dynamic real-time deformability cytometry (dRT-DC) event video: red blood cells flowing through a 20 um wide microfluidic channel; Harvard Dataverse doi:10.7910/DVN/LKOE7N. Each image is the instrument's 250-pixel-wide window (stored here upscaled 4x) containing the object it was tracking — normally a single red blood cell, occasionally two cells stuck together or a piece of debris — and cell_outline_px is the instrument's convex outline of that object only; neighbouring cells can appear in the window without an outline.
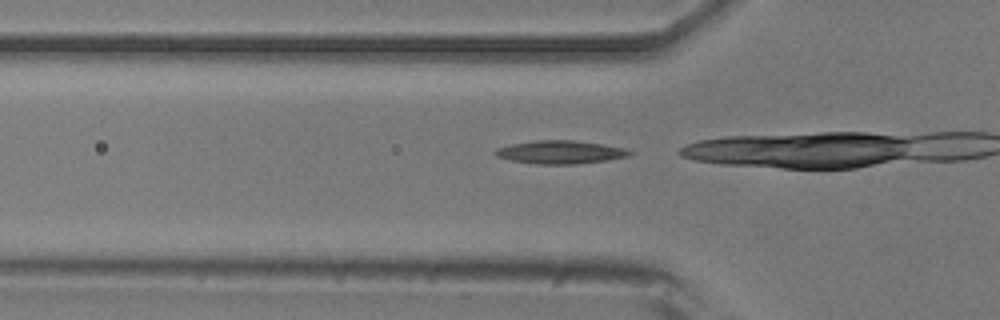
{"species": "common noctule bat (a hibernating species)", "species_latin": "Nyctalus noctula", "temperature_condition": "room temperature", "stored_images_in_passage": 16, "camera_frame_rate_fps": 3000, "um_per_image_px": 0.085, "animal": {"sex": "male", "body_mass_g": 20.5, "forearm_length_mm": 52.5}, "frame": {"image": 1, "passage_image": 12, "time_ms": 3.667, "image_size_px": [1000, 320], "cell_outline_px": [[636, 152], [628, 156], [608, 160], [576, 164], [536, 164], [508, 160], [496, 156], [492, 152], [496, 148], [512, 144], [532, 140], [576, 140], [624, 148]], "centroid_in_image_um": [47.6, 12.93], "position_along_channel_um": 78.2, "area_um2": 18.32}}